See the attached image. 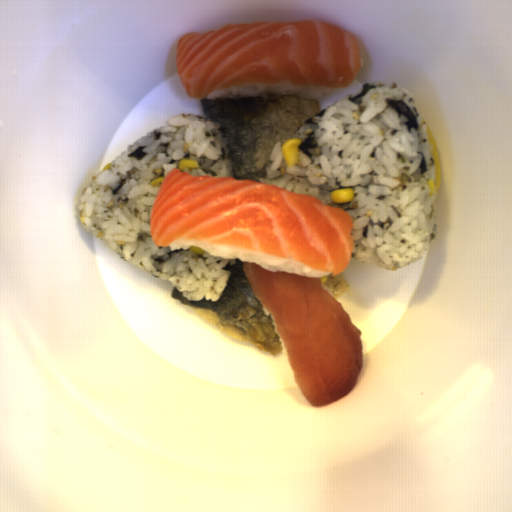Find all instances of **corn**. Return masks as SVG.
Here are the masks:
<instances>
[{
  "label": "corn",
  "mask_w": 512,
  "mask_h": 512,
  "mask_svg": "<svg viewBox=\"0 0 512 512\" xmlns=\"http://www.w3.org/2000/svg\"><path fill=\"white\" fill-rule=\"evenodd\" d=\"M303 139L300 137H292L286 139L281 150L284 156V160L287 168H291L296 165L299 161L300 149L299 144Z\"/></svg>",
  "instance_id": "51d56268"
},
{
  "label": "corn",
  "mask_w": 512,
  "mask_h": 512,
  "mask_svg": "<svg viewBox=\"0 0 512 512\" xmlns=\"http://www.w3.org/2000/svg\"><path fill=\"white\" fill-rule=\"evenodd\" d=\"M355 192L351 188H336L331 191L330 197L335 203L350 202L354 199Z\"/></svg>",
  "instance_id": "f1292c28"
},
{
  "label": "corn",
  "mask_w": 512,
  "mask_h": 512,
  "mask_svg": "<svg viewBox=\"0 0 512 512\" xmlns=\"http://www.w3.org/2000/svg\"><path fill=\"white\" fill-rule=\"evenodd\" d=\"M199 166L200 165L198 161H196L195 159H188L182 157L176 169H179L181 172H183L185 169H196L199 168Z\"/></svg>",
  "instance_id": "5cfa1b94"
},
{
  "label": "corn",
  "mask_w": 512,
  "mask_h": 512,
  "mask_svg": "<svg viewBox=\"0 0 512 512\" xmlns=\"http://www.w3.org/2000/svg\"><path fill=\"white\" fill-rule=\"evenodd\" d=\"M165 178H166V177H162V176H161V177H157L156 179H154L153 181H151L149 184H150V186H152V187H154V188H155V187H160V188H161V186H162V184H163V182H164Z\"/></svg>",
  "instance_id": "cfcad685"
},
{
  "label": "corn",
  "mask_w": 512,
  "mask_h": 512,
  "mask_svg": "<svg viewBox=\"0 0 512 512\" xmlns=\"http://www.w3.org/2000/svg\"><path fill=\"white\" fill-rule=\"evenodd\" d=\"M427 185L429 187V196L431 197L435 193V183L432 181L431 178L427 180Z\"/></svg>",
  "instance_id": "2b8c4276"
},
{
  "label": "corn",
  "mask_w": 512,
  "mask_h": 512,
  "mask_svg": "<svg viewBox=\"0 0 512 512\" xmlns=\"http://www.w3.org/2000/svg\"><path fill=\"white\" fill-rule=\"evenodd\" d=\"M190 249L195 253L197 254L198 256L199 255H203L206 251H204L203 249H201L200 247H194L191 245Z\"/></svg>",
  "instance_id": "79e197a2"
},
{
  "label": "corn",
  "mask_w": 512,
  "mask_h": 512,
  "mask_svg": "<svg viewBox=\"0 0 512 512\" xmlns=\"http://www.w3.org/2000/svg\"><path fill=\"white\" fill-rule=\"evenodd\" d=\"M111 169H112V164H111V162H109L104 165L102 172H105L106 170H111Z\"/></svg>",
  "instance_id": "30e3d8cc"
},
{
  "label": "corn",
  "mask_w": 512,
  "mask_h": 512,
  "mask_svg": "<svg viewBox=\"0 0 512 512\" xmlns=\"http://www.w3.org/2000/svg\"><path fill=\"white\" fill-rule=\"evenodd\" d=\"M321 281H322V284H325L328 280V277H320Z\"/></svg>",
  "instance_id": "6a14855c"
}]
</instances>
